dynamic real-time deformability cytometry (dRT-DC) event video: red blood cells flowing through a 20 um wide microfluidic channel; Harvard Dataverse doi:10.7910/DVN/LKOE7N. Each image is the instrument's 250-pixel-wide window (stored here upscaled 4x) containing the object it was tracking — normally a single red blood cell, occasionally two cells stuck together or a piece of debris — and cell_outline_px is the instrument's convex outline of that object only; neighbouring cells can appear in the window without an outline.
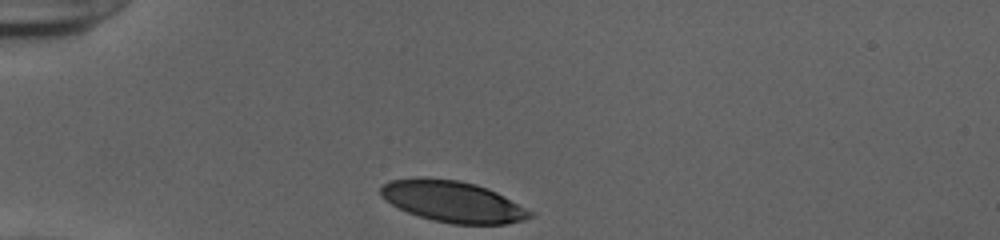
{"species": "human", "species_latin": "Homo sapiens", "temperature_condition": "cold", "stored_images_in_passage": 31, "camera_frame_rate_fps": 3000, "um_per_image_px": 0.085, "donor": {"sex": "female"}, "frame": {"image": 1, "passage_image": 1, "time_ms": 0.0, "image_size_px": [1000, 240], "cell_outline_px": [[532, 216], [524, 220], [504, 224], [452, 224], [432, 220], [408, 212], [384, 200], [380, 196], [380, 184], [388, 180], [460, 180], [476, 184], [488, 188], [496, 192], [532, 212]], "centroid_in_image_um": [38.48, 17.16], "position_along_channel_um": 46.5, "area_um2": 34.97}}
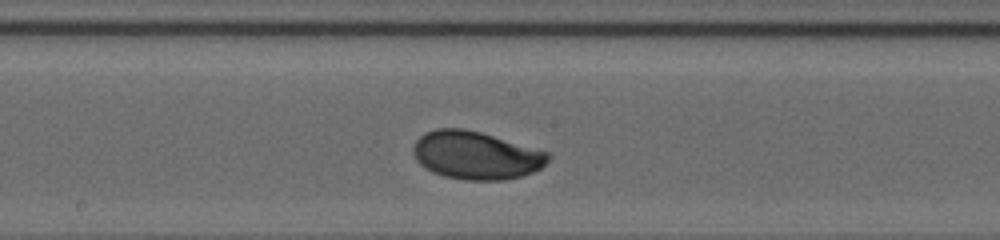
{"frame": {"image": 2, "passage_image": 16, "time_ms": 5.0, "image_size_px": [1000, 240], "cell_outline_px": [[552, 156], [540, 168], [532, 172], [520, 176], [504, 180], [464, 180], [444, 176], [432, 172], [420, 164], [416, 160], [412, 152], [412, 148], [416, 140], [424, 132], [436, 128], [464, 128], [480, 132], [552, 152]], "centroid_in_image_um": [40.46, 13.19], "position_along_channel_um": 207.7, "area_um2": 38.03}}
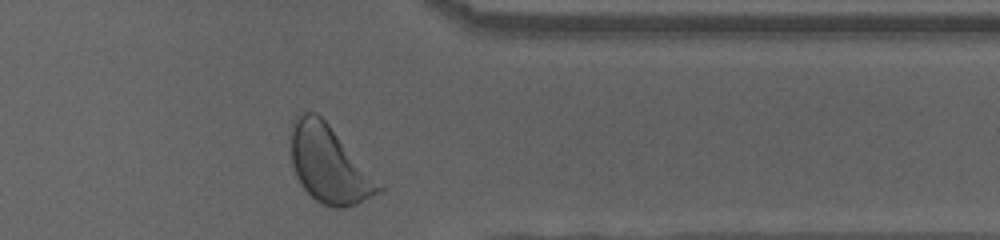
{"frame": {"image": 3, "passage_image": 30, "time_ms": 9.667, "image_size_px": [1000, 240], "cell_outline_px": [[384, 188], [380, 192], [356, 204], [344, 208], [332, 208], [316, 200], [300, 184], [296, 176], [292, 164], [292, 120], [304, 112], [316, 112], [328, 124], [384, 184]], "centroid_in_image_um": [28.01, 13.99], "position_along_channel_um": 383.4, "area_um2": 39.3}, "authors_computed_cell_mechanics": {"area_um2": 37.3966, "velocity_mm_per_s": 3.8621, "shape_relaxation_time_tau1_ms": 2.8331, "shape_relaxation_time_tau2_ms": null, "deformation_change_tau1": 0.1499, "deformation_change_tau2": null}}